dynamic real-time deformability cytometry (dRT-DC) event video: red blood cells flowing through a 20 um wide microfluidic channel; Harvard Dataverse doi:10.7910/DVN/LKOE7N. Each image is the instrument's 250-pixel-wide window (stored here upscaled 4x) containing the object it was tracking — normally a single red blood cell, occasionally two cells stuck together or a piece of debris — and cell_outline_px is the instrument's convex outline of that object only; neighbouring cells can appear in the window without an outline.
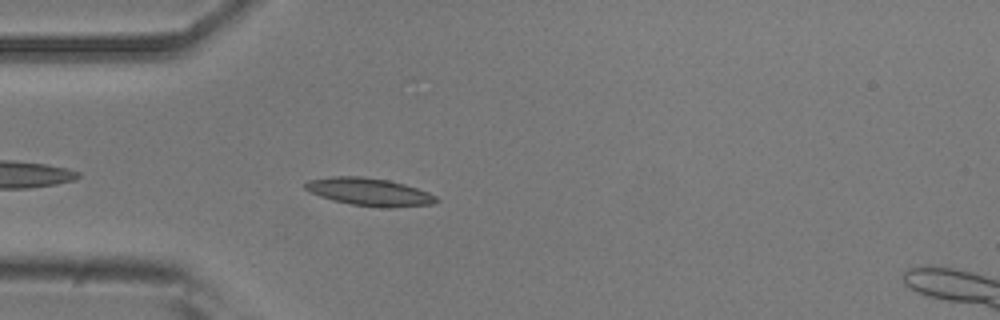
{"species": "common noctule bat (a hibernating species)", "species_latin": "Nyctalus noctula", "temperature_condition": "room temperature", "stored_images_in_passage": 25, "camera_frame_rate_fps": 3000, "um_per_image_px": 0.085, "animal": {"sex": "male", "body_mass_g": 20.5, "forearm_length_mm": 52.5}, "frame": {"image": 1, "passage_image": 5, "time_ms": 1.333, "image_size_px": [1000, 320], "cell_outline_px": [[440, 200], [432, 204], [392, 208], [380, 208], [352, 204], [332, 200], [308, 192], [304, 188], [304, 184], [308, 180], [332, 176], [364, 176], [388, 180], [404, 184], [428, 192], [436, 196]], "centroid_in_image_um": [31.38, 16.31], "position_along_channel_um": 53.6, "area_um2": 21.33}}
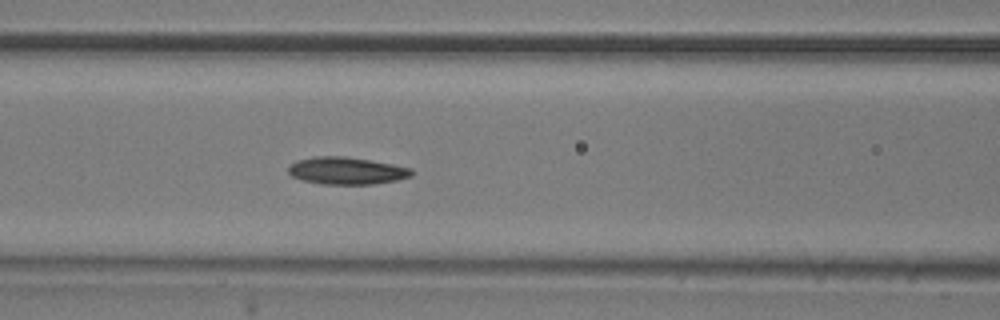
{"frame": {"image": 2, "passage_image": 12, "time_ms": 3.667, "image_size_px": [1000, 320], "cell_outline_px": [[412, 176], [396, 180], [372, 184], [320, 184], [304, 180], [292, 176], [288, 172], [288, 168], [296, 160], [316, 156], [344, 156], [392, 164], [412, 168]], "centroid_in_image_um": [29.45, 14.51], "position_along_channel_um": 137.1, "area_um2": 19.42}}
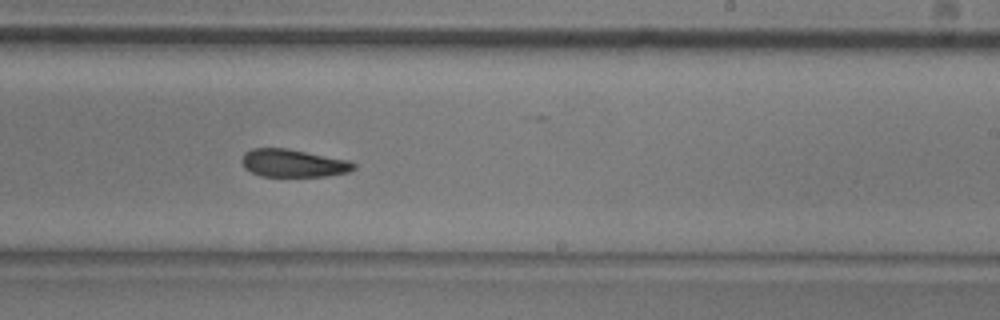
{"frame": {"image": 3, "passage_image": 22, "time_ms": 7.0, "image_size_px": [1000, 320], "cell_outline_px": [[356, 168], [348, 172], [324, 176], [260, 176], [244, 168], [240, 160], [244, 152], [252, 148], [288, 148], [352, 160], [356, 164]], "centroid_in_image_um": [24.93, 13.85], "position_along_channel_um": 264.1, "area_um2": 18.44}}